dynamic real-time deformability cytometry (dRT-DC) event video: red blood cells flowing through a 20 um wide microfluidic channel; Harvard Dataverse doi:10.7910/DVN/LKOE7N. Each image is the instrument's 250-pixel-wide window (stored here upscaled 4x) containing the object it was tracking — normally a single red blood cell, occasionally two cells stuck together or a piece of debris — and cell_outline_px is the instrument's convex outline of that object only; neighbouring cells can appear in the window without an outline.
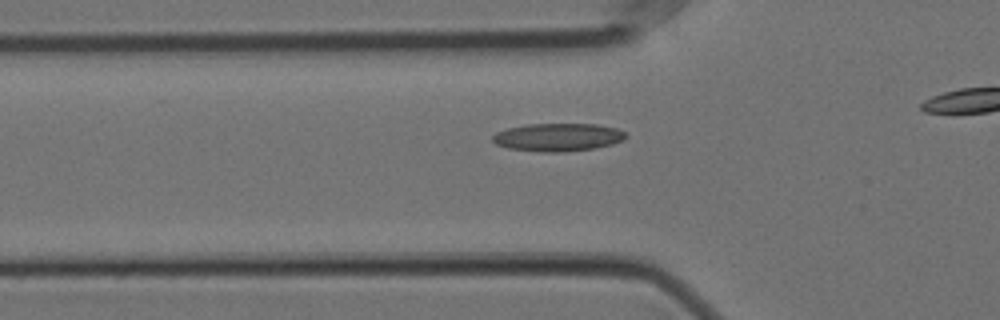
{"species": "Egyptian fruit bat (a non-hibernating species)", "species_latin": "Rousettus aegyptiacus", "temperature_condition": "cold", "stored_images_in_passage": 11, "camera_frame_rate_fps": 3000, "um_per_image_px": 0.085, "animal": {"sex": "female"}, "frame": {"image": 1, "passage_image": 5, "time_ms": 1.333, "image_size_px": [1000, 320], "cell_outline_px": [[628, 136], [624, 140], [612, 144], [592, 148], [564, 152], [540, 152], [508, 148], [496, 144], [492, 140], [492, 136], [496, 132], [508, 128], [528, 124], [596, 124], [616, 128], [624, 132]], "centroid_in_image_um": [47.42, 11.66], "position_along_channel_um": 78.4, "area_um2": 21.68}}
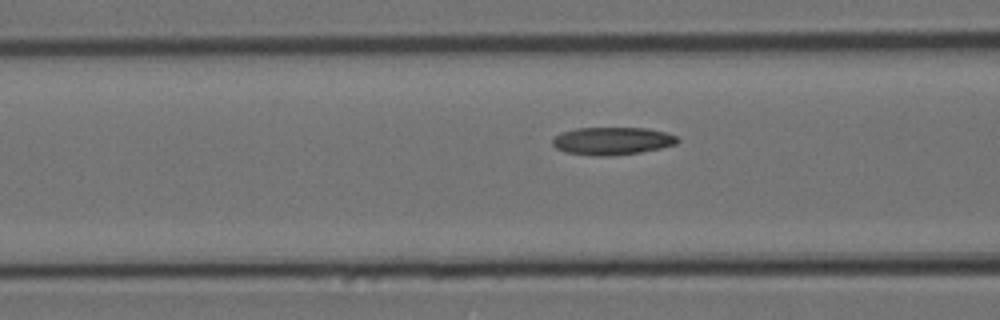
{"frame": {"image": 2, "passage_image": 8, "time_ms": 2.333, "image_size_px": [1000, 320], "cell_outline_px": [[680, 140], [676, 144], [660, 148], [640, 152], [608, 156], [596, 156], [564, 152], [556, 148], [552, 144], [552, 140], [556, 136], [564, 132], [576, 128], [648, 128], [668, 132], [676, 136]], "centroid_in_image_um": [52.06, 11.98], "position_along_channel_um": 114.5, "area_um2": 20.17}}